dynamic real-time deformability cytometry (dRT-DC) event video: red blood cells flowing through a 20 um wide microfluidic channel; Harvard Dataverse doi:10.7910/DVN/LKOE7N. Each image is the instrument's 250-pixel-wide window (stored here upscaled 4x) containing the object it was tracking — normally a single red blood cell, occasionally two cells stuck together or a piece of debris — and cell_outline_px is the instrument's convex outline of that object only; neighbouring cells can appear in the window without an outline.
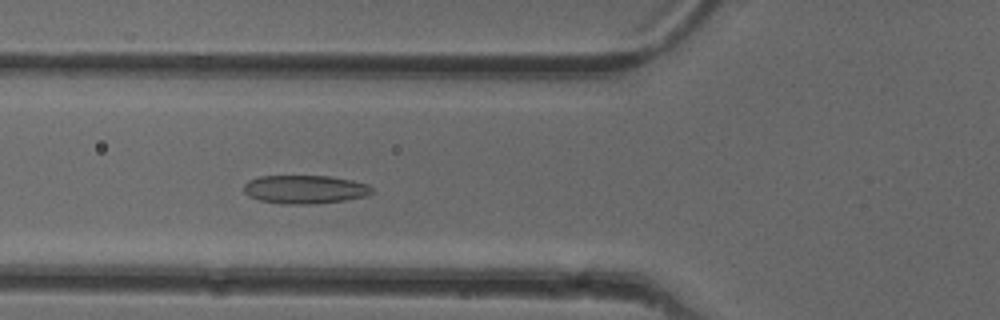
{"species": "common noctule bat (a hibernating species)", "species_latin": "Nyctalus noctula", "temperature_condition": "cold", "stored_images_in_passage": 34, "camera_frame_rate_fps": 3000, "um_per_image_px": 0.085, "animal": {"sex": "female"}, "frame": {"image": 1, "passage_image": 4, "time_ms": 1.0, "image_size_px": [1000, 320], "cell_outline_px": [[372, 192], [364, 196], [344, 200], [316, 204], [284, 204], [260, 200], [248, 196], [244, 192], [244, 184], [248, 180], [260, 176], [332, 176], [352, 180], [368, 184], [372, 188]], "centroid_in_image_um": [25.9, 16.09], "position_along_channel_um": 99.9, "area_um2": 21.27}}
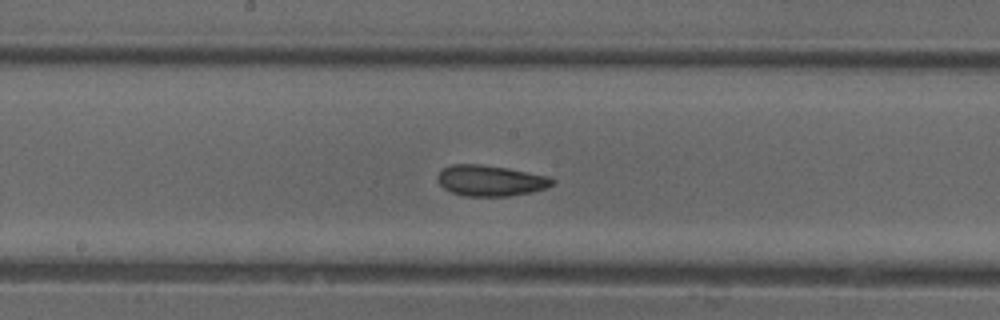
{"frame": {"image": 2, "passage_image": 12, "time_ms": 3.667, "image_size_px": [1000, 320], "cell_outline_px": [[556, 184], [532, 192], [508, 196], [468, 196], [452, 192], [444, 188], [436, 180], [436, 176], [440, 168], [452, 164], [480, 164], [508, 168], [548, 176], [556, 180]], "centroid_in_image_um": [41.67, 15.34], "position_along_channel_um": 206.5, "area_um2": 20.81}}
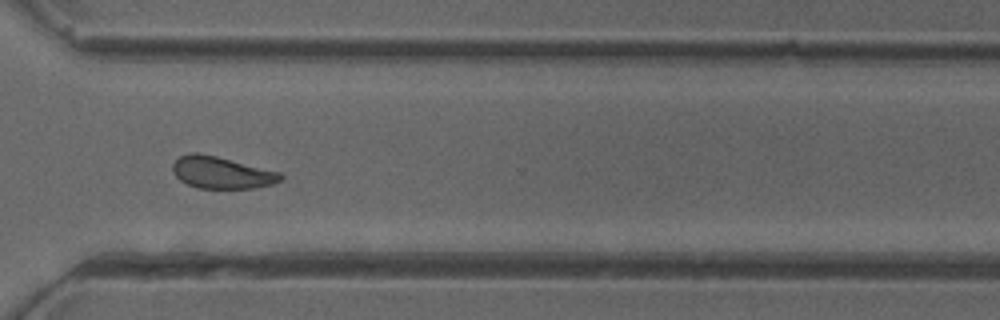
{"frame": {"image": 3, "passage_image": 23, "time_ms": 7.333, "image_size_px": [1000, 320], "cell_outline_px": [[284, 180], [272, 184], [256, 188], [200, 188], [188, 184], [180, 180], [172, 172], [172, 164], [180, 156], [188, 152], [200, 152], [280, 172], [284, 176]], "centroid_in_image_um": [18.84, 14.66], "position_along_channel_um": 351.8, "area_um2": 20.17}, "authors_computed_cell_mechanics": {"area_um2": 20.2878, "velocity_mm_per_s": 3.9707, "shape_relaxation_time_tau1_ms": 7.8403, "shape_relaxation_time_tau2_ms": 2.4967, "deformation_change_tau1": 0.1408, "deformation_change_tau2": 0.0745}}